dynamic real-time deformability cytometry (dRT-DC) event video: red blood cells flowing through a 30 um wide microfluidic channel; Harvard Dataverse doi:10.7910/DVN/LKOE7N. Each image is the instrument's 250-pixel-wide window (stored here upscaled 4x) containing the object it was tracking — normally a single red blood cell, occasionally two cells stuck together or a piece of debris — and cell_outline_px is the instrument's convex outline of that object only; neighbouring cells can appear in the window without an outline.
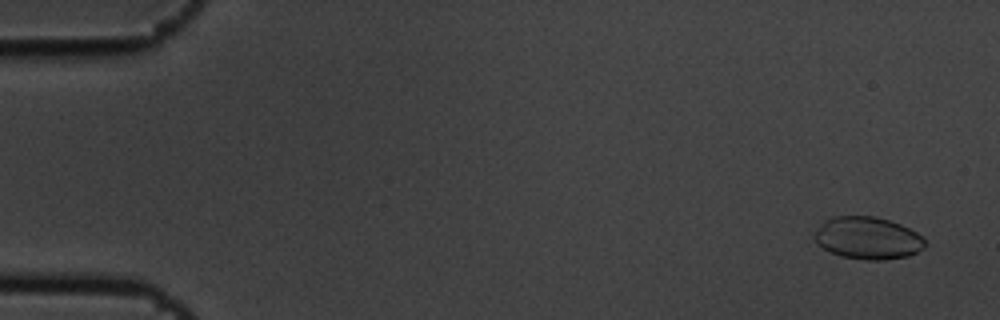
{"species": "common noctule bat (a hibernating species)", "species_latin": "Nyctalus noctula", "temperature_condition": "cold", "stored_images_in_passage": 5, "camera_frame_rate_fps": 3000, "um_per_image_px": 0.085, "animal": {"sex": "male", "body_mass_g": 19.5, "forearm_length_mm": 54.6}, "frame": {"image": 1, "passage_image": 1, "time_ms": 0.0, "image_size_px": [1000, 320], "cell_outline_px": [[924, 248], [908, 256], [884, 260], [864, 260], [840, 256], [816, 244], [812, 236], [824, 220], [832, 216], [876, 216], [900, 224], [916, 232], [924, 240]], "centroid_in_image_um": [73.72, 20.23], "position_along_channel_um": 11.3, "area_um2": 27.28}}